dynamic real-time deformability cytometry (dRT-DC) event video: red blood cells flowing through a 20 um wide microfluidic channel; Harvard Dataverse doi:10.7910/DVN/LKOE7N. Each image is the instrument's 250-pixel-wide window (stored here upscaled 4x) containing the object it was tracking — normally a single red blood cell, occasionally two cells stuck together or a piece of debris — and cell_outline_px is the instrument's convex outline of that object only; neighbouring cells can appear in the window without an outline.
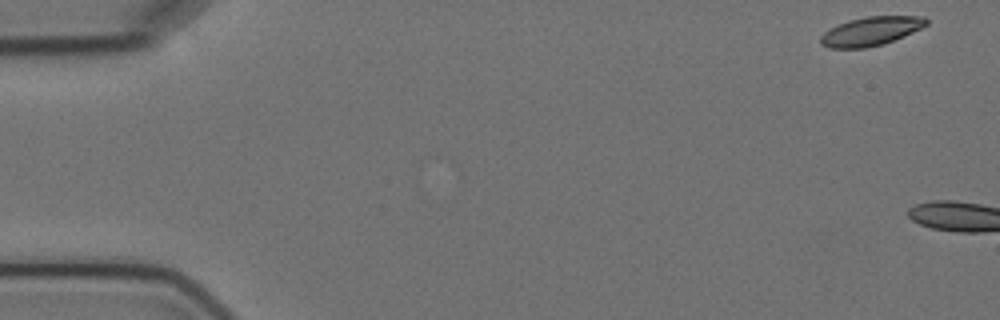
{"species": "Egyptian fruit bat (a non-hibernating species)", "species_latin": "Rousettus aegyptiacus", "temperature_condition": "cold", "stored_images_in_passage": 11, "camera_frame_rate_fps": 3000, "um_per_image_px": 0.085, "animal": {"sex": "female"}, "frame": {"image": 1, "passage_image": 1, "time_ms": 0.0, "image_size_px": [1000, 320], "cell_outline_px": [[928, 24], [904, 36], [884, 44], [864, 48], [828, 48], [820, 44], [820, 36], [824, 32], [848, 20], [868, 16], [924, 16], [928, 20]], "centroid_in_image_um": [74.02, 2.66], "position_along_channel_um": 11.0, "area_um2": 17.69}}
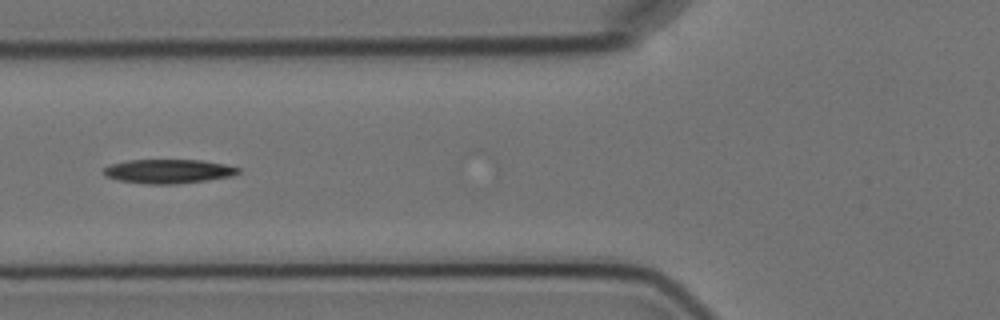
{"frame": {"image": 2, "passage_image": 8, "time_ms": 9.0, "image_size_px": [1000, 320], "cell_outline_px": [[240, 172], [232, 176], [208, 180], [176, 184], [148, 184], [116, 180], [104, 176], [104, 168], [112, 164], [128, 160], [200, 160], [224, 164], [240, 168]], "centroid_in_image_um": [14.31, 14.56], "position_along_channel_um": 111.5, "area_um2": 18.9}}
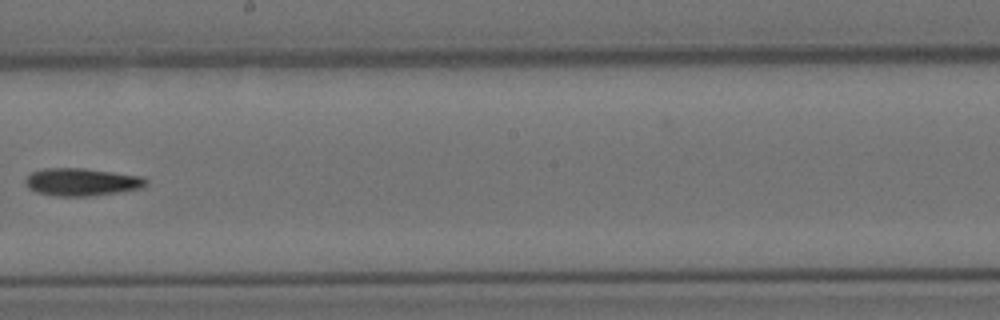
{"frame": {"image": 3, "passage_image": 11, "time_ms": 12.667, "image_size_px": [1000, 320], "cell_outline_px": [[148, 184], [144, 188], [120, 192], [88, 196], [56, 196], [36, 192], [28, 188], [24, 180], [32, 172], [44, 168], [84, 168], [144, 176], [148, 180]], "centroid_in_image_um": [7.0, 15.47], "position_along_channel_um": 241.2, "area_um2": 19.65}}